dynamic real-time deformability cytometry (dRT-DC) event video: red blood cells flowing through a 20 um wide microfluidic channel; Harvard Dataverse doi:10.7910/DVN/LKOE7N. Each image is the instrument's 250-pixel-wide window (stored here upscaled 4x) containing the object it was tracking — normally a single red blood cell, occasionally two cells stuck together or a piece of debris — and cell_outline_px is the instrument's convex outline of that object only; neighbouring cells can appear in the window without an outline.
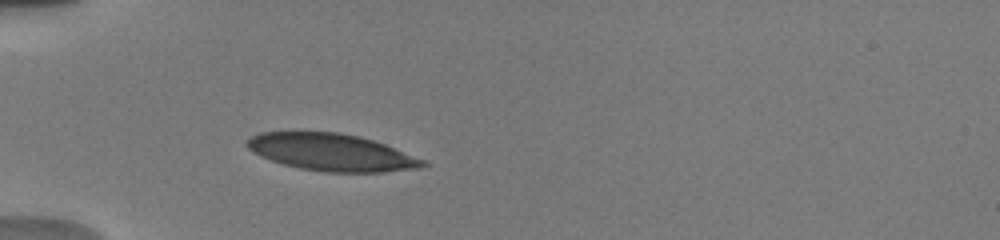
{"species": "human", "species_latin": "Homo sapiens", "temperature_condition": "warm", "stored_images_in_passage": 6, "camera_frame_rate_fps": 3000, "um_per_image_px": 0.085, "donor": {"sex": "male"}, "frame": {"image": 1, "passage_image": 1, "time_ms": 0.0, "image_size_px": [1000, 240], "cell_outline_px": [[428, 164], [420, 168], [380, 172], [324, 172], [300, 168], [284, 164], [272, 160], [248, 148], [244, 144], [252, 136], [260, 132], [340, 132], [360, 136], [384, 144], [424, 160]], "centroid_in_image_um": [28.19, 12.94], "position_along_channel_um": 56.8, "area_um2": 37.57}}
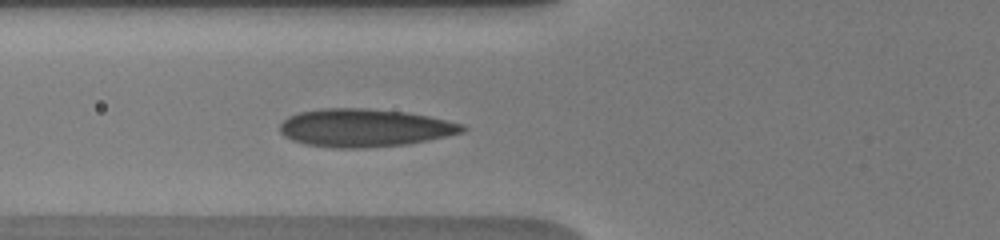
{"frame": {"image": 2, "passage_image": 3, "time_ms": 1.333, "image_size_px": [1000, 240], "cell_outline_px": [[468, 128], [464, 132], [408, 144], [364, 148], [332, 148], [304, 144], [292, 140], [284, 136], [280, 132], [280, 124], [288, 116], [300, 112], [324, 108], [364, 108], [404, 112], [428, 116], [464, 124]], "centroid_in_image_um": [30.97, 10.87], "position_along_channel_um": 94.8, "area_um2": 40.4}}